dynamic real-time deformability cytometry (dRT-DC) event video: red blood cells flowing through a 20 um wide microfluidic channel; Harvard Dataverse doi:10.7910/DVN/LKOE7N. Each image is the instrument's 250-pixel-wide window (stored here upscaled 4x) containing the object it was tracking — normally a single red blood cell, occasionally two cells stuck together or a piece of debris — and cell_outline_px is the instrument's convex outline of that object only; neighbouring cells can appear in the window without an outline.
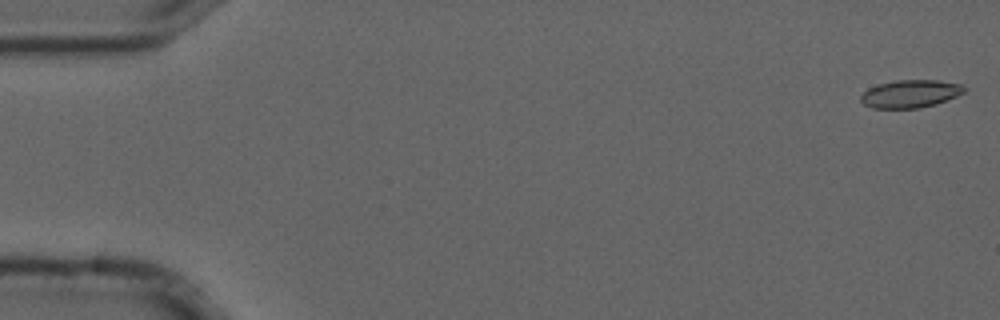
{"species": "common noctule bat (a hibernating species)", "species_latin": "Nyctalus noctula", "temperature_condition": "cold", "stored_images_in_passage": 5, "camera_frame_rate_fps": 3000, "um_per_image_px": 0.085, "animal": {"sex": "male", "forearm_length_mm": 52.5}, "frame": {"image": 1, "passage_image": 1, "time_ms": 0.0, "image_size_px": [1000, 320], "cell_outline_px": [[968, 88], [964, 92], [956, 96], [936, 104], [920, 108], [872, 108], [864, 104], [860, 100], [860, 96], [868, 88], [880, 84], [896, 80], [940, 80], [964, 84]], "centroid_in_image_um": [77.42, 7.96], "position_along_channel_um": 7.6, "area_um2": 16.88}}
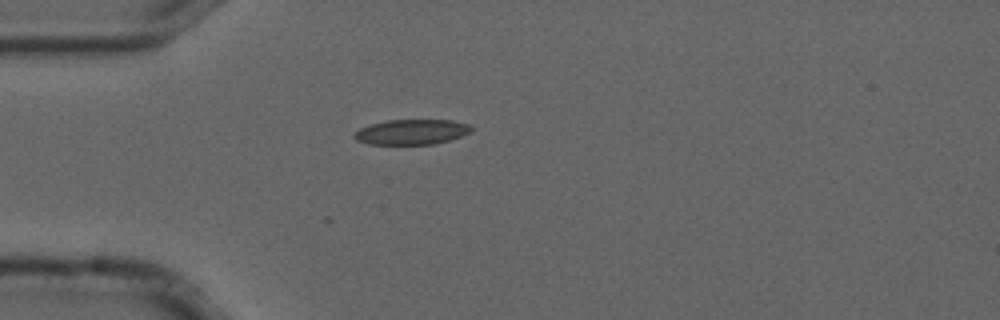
{"frame": {"image": 2, "passage_image": 4, "time_ms": 1.0, "image_size_px": [1000, 320], "cell_outline_px": [[472, 132], [448, 140], [432, 144], [368, 144], [356, 140], [352, 136], [360, 128], [372, 124], [388, 120], [452, 120], [468, 124], [472, 128]], "centroid_in_image_um": [34.98, 11.21], "position_along_channel_um": 50.0, "area_um2": 16.99}}